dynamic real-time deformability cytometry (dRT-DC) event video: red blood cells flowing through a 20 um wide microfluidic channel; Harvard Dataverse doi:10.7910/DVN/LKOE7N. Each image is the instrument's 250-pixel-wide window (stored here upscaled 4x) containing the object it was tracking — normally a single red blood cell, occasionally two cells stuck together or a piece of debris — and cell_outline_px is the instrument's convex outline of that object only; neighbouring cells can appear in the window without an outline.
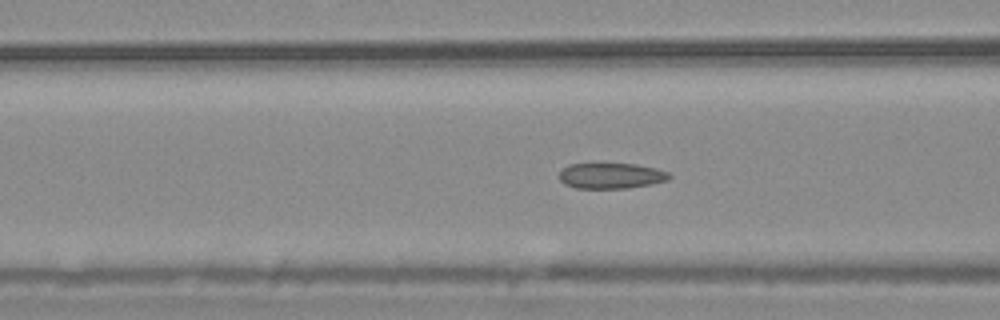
{"species": "common noctule bat (a hibernating species)", "species_latin": "Nyctalus noctula", "temperature_condition": "warm", "stored_images_in_passage": 48, "segment_of_instrument_passage": [1, 2], "camera_frame_rate_fps": 3000, "um_per_image_px": 0.085, "animal": {"sex": "male", "body_mass_g": 20.4}, "frame": {"image": 1, "passage_image": 14, "time_ms": 4.333, "image_size_px": [1000, 320], "cell_outline_px": [[672, 176], [668, 180], [652, 184], [628, 188], [576, 188], [564, 184], [560, 180], [560, 172], [568, 164], [636, 164], [656, 168], [668, 172]], "centroid_in_image_um": [51.97, 14.94], "position_along_channel_um": 114.6, "area_um2": 16.42}}
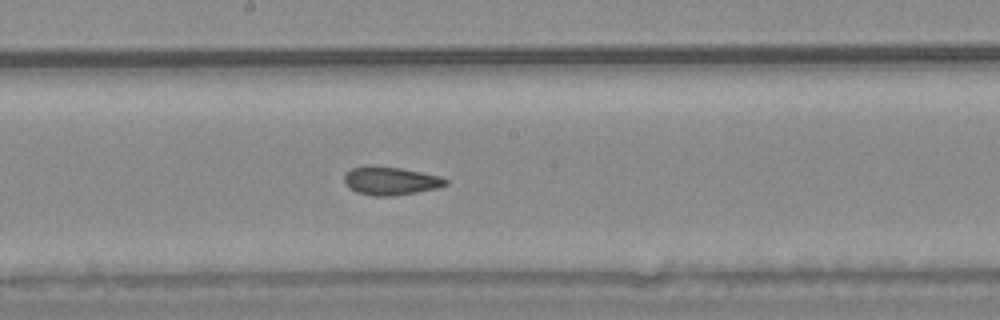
{"frame": {"image": 2, "passage_image": 22, "time_ms": 7.0, "image_size_px": [1000, 320], "cell_outline_px": [[448, 184], [436, 188], [416, 192], [392, 196], [372, 196], [356, 192], [348, 188], [344, 184], [344, 176], [352, 168], [400, 168], [440, 176], [448, 180]], "centroid_in_image_um": [33.21, 15.42], "position_along_channel_um": 215.0, "area_um2": 16.13}}
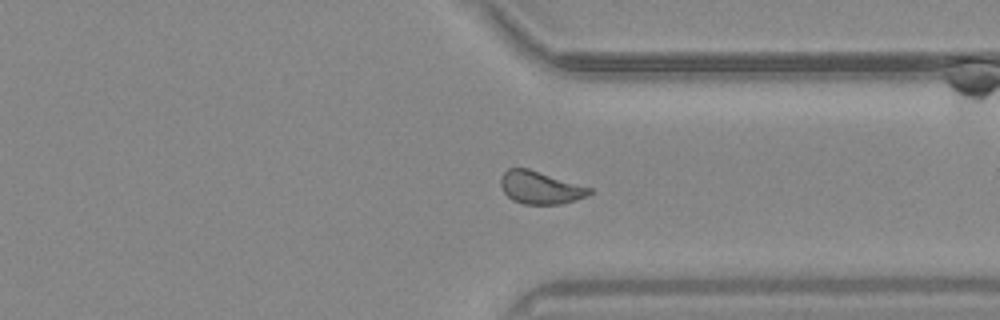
{"frame": {"image": 3, "passage_image": 34, "time_ms": 11.0, "image_size_px": [1000, 320], "cell_outline_px": [[592, 192], [588, 196], [576, 200], [560, 204], [524, 204], [512, 200], [504, 192], [500, 184], [500, 176], [508, 168], [528, 168], [592, 188]], "centroid_in_image_um": [45.92, 15.94], "position_along_channel_um": 365.5, "area_um2": 16.94}}